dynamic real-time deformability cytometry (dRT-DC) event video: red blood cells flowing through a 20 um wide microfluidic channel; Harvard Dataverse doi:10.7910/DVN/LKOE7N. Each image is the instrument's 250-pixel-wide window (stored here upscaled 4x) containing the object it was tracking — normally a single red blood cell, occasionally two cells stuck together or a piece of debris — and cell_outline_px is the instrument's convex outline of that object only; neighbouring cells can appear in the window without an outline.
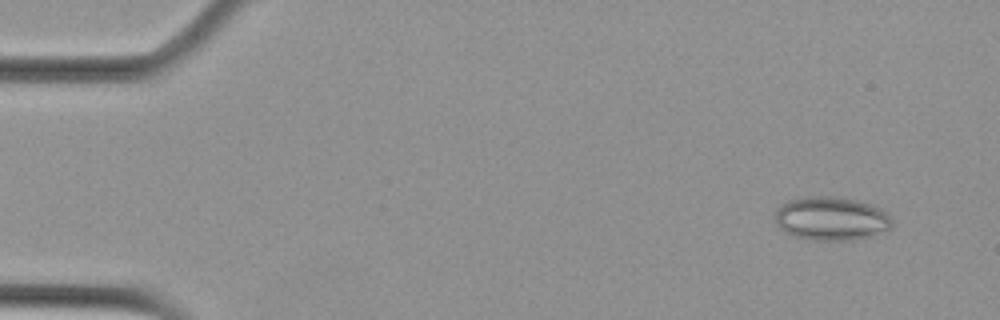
{"species": "Egyptian fruit bat (a non-hibernating species)", "species_latin": "Rousettus aegyptiacus", "temperature_condition": "cold", "stored_images_in_passage": 56, "camera_frame_rate_fps": 3000, "um_per_image_px": 0.085, "animal": {"sex": "female"}, "frame": {"image": 1, "passage_image": 4, "time_ms": 1.0, "image_size_px": [1000, 320], "cell_outline_px": [[892, 228], [872, 236], [852, 240], [812, 240], [796, 236], [784, 232], [776, 224], [776, 208], [780, 204], [788, 200], [808, 196], [844, 196], [880, 208], [892, 220]], "centroid_in_image_um": [70.64, 18.57], "position_along_channel_um": 14.4, "area_um2": 29.94}}
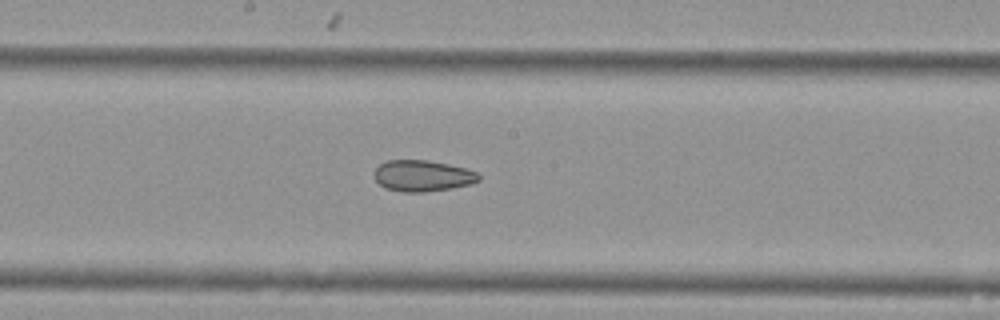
{"frame": {"image": 2, "passage_image": 30, "time_ms": 9.667, "image_size_px": [1000, 320], "cell_outline_px": [[480, 180], [472, 184], [452, 188], [424, 192], [400, 192], [384, 188], [372, 176], [372, 172], [380, 164], [388, 160], [428, 160], [448, 164], [464, 168], [476, 172], [480, 176]], "centroid_in_image_um": [35.88, 14.95], "position_along_channel_um": 212.3, "area_um2": 19.19}}
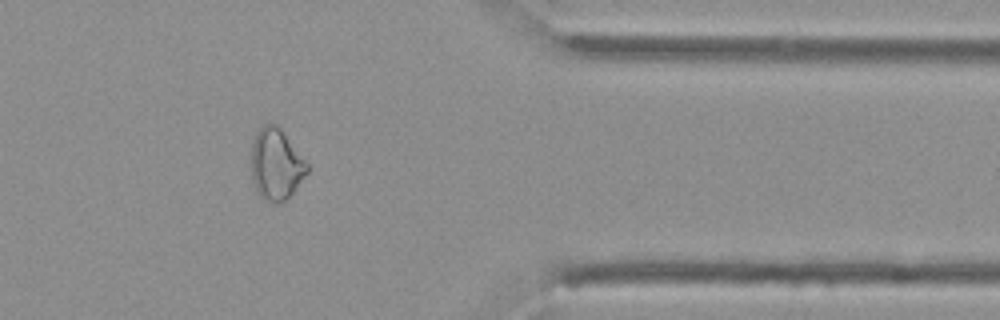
{"frame": {"image": 3, "passage_image": 46, "time_ms": 15.0, "image_size_px": [1000, 320], "cell_outline_px": [[308, 172], [292, 192], [284, 200], [276, 204], [264, 200], [256, 192], [252, 180], [252, 144], [256, 132], [264, 124], [276, 124], [280, 128], [308, 164]], "centroid_in_image_um": [23.44, 13.98], "position_along_channel_um": 388.0, "area_um2": 22.95}, "authors_computed_cell_mechanics": {"area_um2": 24.1604, "velocity_mm_per_s": 3.6151, "shape_relaxation_time_tau1_ms": null, "shape_relaxation_time_tau2_ms": 5.4368, "deformation_change_tau1": null, "deformation_change_tau2": 0.1154}}